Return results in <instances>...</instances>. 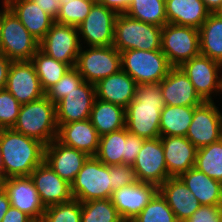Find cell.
<instances>
[{
    "instance_id": "9",
    "label": "cell",
    "mask_w": 222,
    "mask_h": 222,
    "mask_svg": "<svg viewBox=\"0 0 222 222\" xmlns=\"http://www.w3.org/2000/svg\"><path fill=\"white\" fill-rule=\"evenodd\" d=\"M161 50L172 67L200 54L199 29L167 23L162 27Z\"/></svg>"
},
{
    "instance_id": "21",
    "label": "cell",
    "mask_w": 222,
    "mask_h": 222,
    "mask_svg": "<svg viewBox=\"0 0 222 222\" xmlns=\"http://www.w3.org/2000/svg\"><path fill=\"white\" fill-rule=\"evenodd\" d=\"M160 87L165 105L199 106L204 102L180 67H172L167 76L160 81Z\"/></svg>"
},
{
    "instance_id": "50",
    "label": "cell",
    "mask_w": 222,
    "mask_h": 222,
    "mask_svg": "<svg viewBox=\"0 0 222 222\" xmlns=\"http://www.w3.org/2000/svg\"><path fill=\"white\" fill-rule=\"evenodd\" d=\"M202 1L210 13H215V11L222 4V0H202Z\"/></svg>"
},
{
    "instance_id": "19",
    "label": "cell",
    "mask_w": 222,
    "mask_h": 222,
    "mask_svg": "<svg viewBox=\"0 0 222 222\" xmlns=\"http://www.w3.org/2000/svg\"><path fill=\"white\" fill-rule=\"evenodd\" d=\"M30 177L45 207L65 203L73 198L71 184L60 178L45 161L32 171Z\"/></svg>"
},
{
    "instance_id": "42",
    "label": "cell",
    "mask_w": 222,
    "mask_h": 222,
    "mask_svg": "<svg viewBox=\"0 0 222 222\" xmlns=\"http://www.w3.org/2000/svg\"><path fill=\"white\" fill-rule=\"evenodd\" d=\"M109 176L113 191L138 181L133 167L126 164L109 166Z\"/></svg>"
},
{
    "instance_id": "12",
    "label": "cell",
    "mask_w": 222,
    "mask_h": 222,
    "mask_svg": "<svg viewBox=\"0 0 222 222\" xmlns=\"http://www.w3.org/2000/svg\"><path fill=\"white\" fill-rule=\"evenodd\" d=\"M186 138L198 149L222 138V113L213 101L194 108Z\"/></svg>"
},
{
    "instance_id": "16",
    "label": "cell",
    "mask_w": 222,
    "mask_h": 222,
    "mask_svg": "<svg viewBox=\"0 0 222 222\" xmlns=\"http://www.w3.org/2000/svg\"><path fill=\"white\" fill-rule=\"evenodd\" d=\"M5 89L23 105L45 96L31 61H12Z\"/></svg>"
},
{
    "instance_id": "49",
    "label": "cell",
    "mask_w": 222,
    "mask_h": 222,
    "mask_svg": "<svg viewBox=\"0 0 222 222\" xmlns=\"http://www.w3.org/2000/svg\"><path fill=\"white\" fill-rule=\"evenodd\" d=\"M11 203L3 188H0V222L3 220L4 215L10 208Z\"/></svg>"
},
{
    "instance_id": "14",
    "label": "cell",
    "mask_w": 222,
    "mask_h": 222,
    "mask_svg": "<svg viewBox=\"0 0 222 222\" xmlns=\"http://www.w3.org/2000/svg\"><path fill=\"white\" fill-rule=\"evenodd\" d=\"M132 167L137 180L143 183L159 187L169 178L160 137L144 140Z\"/></svg>"
},
{
    "instance_id": "54",
    "label": "cell",
    "mask_w": 222,
    "mask_h": 222,
    "mask_svg": "<svg viewBox=\"0 0 222 222\" xmlns=\"http://www.w3.org/2000/svg\"><path fill=\"white\" fill-rule=\"evenodd\" d=\"M59 1H60V3H63V2L68 1V0H59Z\"/></svg>"
},
{
    "instance_id": "6",
    "label": "cell",
    "mask_w": 222,
    "mask_h": 222,
    "mask_svg": "<svg viewBox=\"0 0 222 222\" xmlns=\"http://www.w3.org/2000/svg\"><path fill=\"white\" fill-rule=\"evenodd\" d=\"M113 193L109 166L89 156L71 183V194L80 202L111 198Z\"/></svg>"
},
{
    "instance_id": "22",
    "label": "cell",
    "mask_w": 222,
    "mask_h": 222,
    "mask_svg": "<svg viewBox=\"0 0 222 222\" xmlns=\"http://www.w3.org/2000/svg\"><path fill=\"white\" fill-rule=\"evenodd\" d=\"M169 177H179L195 165L197 148L185 136H160Z\"/></svg>"
},
{
    "instance_id": "17",
    "label": "cell",
    "mask_w": 222,
    "mask_h": 222,
    "mask_svg": "<svg viewBox=\"0 0 222 222\" xmlns=\"http://www.w3.org/2000/svg\"><path fill=\"white\" fill-rule=\"evenodd\" d=\"M95 99V85L84 81L56 104L57 124L89 119Z\"/></svg>"
},
{
    "instance_id": "13",
    "label": "cell",
    "mask_w": 222,
    "mask_h": 222,
    "mask_svg": "<svg viewBox=\"0 0 222 222\" xmlns=\"http://www.w3.org/2000/svg\"><path fill=\"white\" fill-rule=\"evenodd\" d=\"M118 13L104 5L95 3L84 21L77 26L88 47L112 46L114 27Z\"/></svg>"
},
{
    "instance_id": "47",
    "label": "cell",
    "mask_w": 222,
    "mask_h": 222,
    "mask_svg": "<svg viewBox=\"0 0 222 222\" xmlns=\"http://www.w3.org/2000/svg\"><path fill=\"white\" fill-rule=\"evenodd\" d=\"M131 1L132 0H96L97 3L114 10L118 14L125 13Z\"/></svg>"
},
{
    "instance_id": "23",
    "label": "cell",
    "mask_w": 222,
    "mask_h": 222,
    "mask_svg": "<svg viewBox=\"0 0 222 222\" xmlns=\"http://www.w3.org/2000/svg\"><path fill=\"white\" fill-rule=\"evenodd\" d=\"M57 125L56 139L60 143L78 149L88 156L97 154L100 136L90 119Z\"/></svg>"
},
{
    "instance_id": "4",
    "label": "cell",
    "mask_w": 222,
    "mask_h": 222,
    "mask_svg": "<svg viewBox=\"0 0 222 222\" xmlns=\"http://www.w3.org/2000/svg\"><path fill=\"white\" fill-rule=\"evenodd\" d=\"M161 34L162 27L120 13L115 21L113 46L120 53L131 49L161 50Z\"/></svg>"
},
{
    "instance_id": "53",
    "label": "cell",
    "mask_w": 222,
    "mask_h": 222,
    "mask_svg": "<svg viewBox=\"0 0 222 222\" xmlns=\"http://www.w3.org/2000/svg\"><path fill=\"white\" fill-rule=\"evenodd\" d=\"M1 22H2V10H0V29H1Z\"/></svg>"
},
{
    "instance_id": "10",
    "label": "cell",
    "mask_w": 222,
    "mask_h": 222,
    "mask_svg": "<svg viewBox=\"0 0 222 222\" xmlns=\"http://www.w3.org/2000/svg\"><path fill=\"white\" fill-rule=\"evenodd\" d=\"M180 68L188 76L193 84L196 93L204 102H211L212 93L222 92V64L210 59L207 56L199 54L185 61Z\"/></svg>"
},
{
    "instance_id": "29",
    "label": "cell",
    "mask_w": 222,
    "mask_h": 222,
    "mask_svg": "<svg viewBox=\"0 0 222 222\" xmlns=\"http://www.w3.org/2000/svg\"><path fill=\"white\" fill-rule=\"evenodd\" d=\"M89 119L99 136L126 127L125 109L97 98L94 101Z\"/></svg>"
},
{
    "instance_id": "33",
    "label": "cell",
    "mask_w": 222,
    "mask_h": 222,
    "mask_svg": "<svg viewBox=\"0 0 222 222\" xmlns=\"http://www.w3.org/2000/svg\"><path fill=\"white\" fill-rule=\"evenodd\" d=\"M126 149V127H124L100 136L99 149L95 156L105 165H121L123 156H126Z\"/></svg>"
},
{
    "instance_id": "28",
    "label": "cell",
    "mask_w": 222,
    "mask_h": 222,
    "mask_svg": "<svg viewBox=\"0 0 222 222\" xmlns=\"http://www.w3.org/2000/svg\"><path fill=\"white\" fill-rule=\"evenodd\" d=\"M179 178L194 194L200 205L222 206V183L210 178L195 167Z\"/></svg>"
},
{
    "instance_id": "3",
    "label": "cell",
    "mask_w": 222,
    "mask_h": 222,
    "mask_svg": "<svg viewBox=\"0 0 222 222\" xmlns=\"http://www.w3.org/2000/svg\"><path fill=\"white\" fill-rule=\"evenodd\" d=\"M13 130L42 142L45 146L57 138L56 105L46 96L21 105Z\"/></svg>"
},
{
    "instance_id": "25",
    "label": "cell",
    "mask_w": 222,
    "mask_h": 222,
    "mask_svg": "<svg viewBox=\"0 0 222 222\" xmlns=\"http://www.w3.org/2000/svg\"><path fill=\"white\" fill-rule=\"evenodd\" d=\"M4 1L28 32L39 42L55 23V20L32 0Z\"/></svg>"
},
{
    "instance_id": "34",
    "label": "cell",
    "mask_w": 222,
    "mask_h": 222,
    "mask_svg": "<svg viewBox=\"0 0 222 222\" xmlns=\"http://www.w3.org/2000/svg\"><path fill=\"white\" fill-rule=\"evenodd\" d=\"M125 14L159 27L167 24L165 0H132Z\"/></svg>"
},
{
    "instance_id": "26",
    "label": "cell",
    "mask_w": 222,
    "mask_h": 222,
    "mask_svg": "<svg viewBox=\"0 0 222 222\" xmlns=\"http://www.w3.org/2000/svg\"><path fill=\"white\" fill-rule=\"evenodd\" d=\"M135 80L122 69L95 84L96 98L123 107L135 98Z\"/></svg>"
},
{
    "instance_id": "20",
    "label": "cell",
    "mask_w": 222,
    "mask_h": 222,
    "mask_svg": "<svg viewBox=\"0 0 222 222\" xmlns=\"http://www.w3.org/2000/svg\"><path fill=\"white\" fill-rule=\"evenodd\" d=\"M88 157L86 153L66 146L57 139L45 146L44 161L69 184L75 180Z\"/></svg>"
},
{
    "instance_id": "35",
    "label": "cell",
    "mask_w": 222,
    "mask_h": 222,
    "mask_svg": "<svg viewBox=\"0 0 222 222\" xmlns=\"http://www.w3.org/2000/svg\"><path fill=\"white\" fill-rule=\"evenodd\" d=\"M194 167L222 183V138L198 148Z\"/></svg>"
},
{
    "instance_id": "52",
    "label": "cell",
    "mask_w": 222,
    "mask_h": 222,
    "mask_svg": "<svg viewBox=\"0 0 222 222\" xmlns=\"http://www.w3.org/2000/svg\"><path fill=\"white\" fill-rule=\"evenodd\" d=\"M218 17L222 18V4L219 6V8L215 11V13Z\"/></svg>"
},
{
    "instance_id": "41",
    "label": "cell",
    "mask_w": 222,
    "mask_h": 222,
    "mask_svg": "<svg viewBox=\"0 0 222 222\" xmlns=\"http://www.w3.org/2000/svg\"><path fill=\"white\" fill-rule=\"evenodd\" d=\"M20 108L21 104L9 91L0 90V129L13 128Z\"/></svg>"
},
{
    "instance_id": "46",
    "label": "cell",
    "mask_w": 222,
    "mask_h": 222,
    "mask_svg": "<svg viewBox=\"0 0 222 222\" xmlns=\"http://www.w3.org/2000/svg\"><path fill=\"white\" fill-rule=\"evenodd\" d=\"M1 222H35L26 213L18 210L17 208L10 206L4 218Z\"/></svg>"
},
{
    "instance_id": "18",
    "label": "cell",
    "mask_w": 222,
    "mask_h": 222,
    "mask_svg": "<svg viewBox=\"0 0 222 222\" xmlns=\"http://www.w3.org/2000/svg\"><path fill=\"white\" fill-rule=\"evenodd\" d=\"M158 192V187L150 183L137 181L114 190L111 196L123 221L133 220Z\"/></svg>"
},
{
    "instance_id": "45",
    "label": "cell",
    "mask_w": 222,
    "mask_h": 222,
    "mask_svg": "<svg viewBox=\"0 0 222 222\" xmlns=\"http://www.w3.org/2000/svg\"><path fill=\"white\" fill-rule=\"evenodd\" d=\"M55 21L60 10L59 0H32Z\"/></svg>"
},
{
    "instance_id": "48",
    "label": "cell",
    "mask_w": 222,
    "mask_h": 222,
    "mask_svg": "<svg viewBox=\"0 0 222 222\" xmlns=\"http://www.w3.org/2000/svg\"><path fill=\"white\" fill-rule=\"evenodd\" d=\"M11 63L12 61L0 52V90L5 89Z\"/></svg>"
},
{
    "instance_id": "2",
    "label": "cell",
    "mask_w": 222,
    "mask_h": 222,
    "mask_svg": "<svg viewBox=\"0 0 222 222\" xmlns=\"http://www.w3.org/2000/svg\"><path fill=\"white\" fill-rule=\"evenodd\" d=\"M0 149L5 179L30 176L45 158V145L12 128L0 129Z\"/></svg>"
},
{
    "instance_id": "31",
    "label": "cell",
    "mask_w": 222,
    "mask_h": 222,
    "mask_svg": "<svg viewBox=\"0 0 222 222\" xmlns=\"http://www.w3.org/2000/svg\"><path fill=\"white\" fill-rule=\"evenodd\" d=\"M200 54L222 64V18L210 13L199 28Z\"/></svg>"
},
{
    "instance_id": "39",
    "label": "cell",
    "mask_w": 222,
    "mask_h": 222,
    "mask_svg": "<svg viewBox=\"0 0 222 222\" xmlns=\"http://www.w3.org/2000/svg\"><path fill=\"white\" fill-rule=\"evenodd\" d=\"M81 202L70 201L46 207L40 222H81Z\"/></svg>"
},
{
    "instance_id": "30",
    "label": "cell",
    "mask_w": 222,
    "mask_h": 222,
    "mask_svg": "<svg viewBox=\"0 0 222 222\" xmlns=\"http://www.w3.org/2000/svg\"><path fill=\"white\" fill-rule=\"evenodd\" d=\"M197 106H169L161 110L160 133L161 136H185Z\"/></svg>"
},
{
    "instance_id": "36",
    "label": "cell",
    "mask_w": 222,
    "mask_h": 222,
    "mask_svg": "<svg viewBox=\"0 0 222 222\" xmlns=\"http://www.w3.org/2000/svg\"><path fill=\"white\" fill-rule=\"evenodd\" d=\"M81 222H123L110 198L81 202Z\"/></svg>"
},
{
    "instance_id": "32",
    "label": "cell",
    "mask_w": 222,
    "mask_h": 222,
    "mask_svg": "<svg viewBox=\"0 0 222 222\" xmlns=\"http://www.w3.org/2000/svg\"><path fill=\"white\" fill-rule=\"evenodd\" d=\"M30 61L34 65L44 92L57 83L72 68L69 64L57 61L43 53L40 49L35 52Z\"/></svg>"
},
{
    "instance_id": "51",
    "label": "cell",
    "mask_w": 222,
    "mask_h": 222,
    "mask_svg": "<svg viewBox=\"0 0 222 222\" xmlns=\"http://www.w3.org/2000/svg\"><path fill=\"white\" fill-rule=\"evenodd\" d=\"M5 179L3 168H2V154L0 149V181L2 182Z\"/></svg>"
},
{
    "instance_id": "44",
    "label": "cell",
    "mask_w": 222,
    "mask_h": 222,
    "mask_svg": "<svg viewBox=\"0 0 222 222\" xmlns=\"http://www.w3.org/2000/svg\"><path fill=\"white\" fill-rule=\"evenodd\" d=\"M144 140L145 139L138 137L137 135L129 133L126 128L127 149L126 156H123V164L131 166L134 164Z\"/></svg>"
},
{
    "instance_id": "24",
    "label": "cell",
    "mask_w": 222,
    "mask_h": 222,
    "mask_svg": "<svg viewBox=\"0 0 222 222\" xmlns=\"http://www.w3.org/2000/svg\"><path fill=\"white\" fill-rule=\"evenodd\" d=\"M158 191L165 198L178 222H185L201 206L179 177H169Z\"/></svg>"
},
{
    "instance_id": "7",
    "label": "cell",
    "mask_w": 222,
    "mask_h": 222,
    "mask_svg": "<svg viewBox=\"0 0 222 222\" xmlns=\"http://www.w3.org/2000/svg\"><path fill=\"white\" fill-rule=\"evenodd\" d=\"M121 66L137 85L159 83L172 68L162 50L139 49L121 52Z\"/></svg>"
},
{
    "instance_id": "27",
    "label": "cell",
    "mask_w": 222,
    "mask_h": 222,
    "mask_svg": "<svg viewBox=\"0 0 222 222\" xmlns=\"http://www.w3.org/2000/svg\"><path fill=\"white\" fill-rule=\"evenodd\" d=\"M167 23L199 29L210 12L202 0H165Z\"/></svg>"
},
{
    "instance_id": "37",
    "label": "cell",
    "mask_w": 222,
    "mask_h": 222,
    "mask_svg": "<svg viewBox=\"0 0 222 222\" xmlns=\"http://www.w3.org/2000/svg\"><path fill=\"white\" fill-rule=\"evenodd\" d=\"M96 0H68L60 3L56 23L77 27L90 13Z\"/></svg>"
},
{
    "instance_id": "8",
    "label": "cell",
    "mask_w": 222,
    "mask_h": 222,
    "mask_svg": "<svg viewBox=\"0 0 222 222\" xmlns=\"http://www.w3.org/2000/svg\"><path fill=\"white\" fill-rule=\"evenodd\" d=\"M75 68L84 81L95 85L122 69L121 53L113 45L90 46L86 50L81 47Z\"/></svg>"
},
{
    "instance_id": "15",
    "label": "cell",
    "mask_w": 222,
    "mask_h": 222,
    "mask_svg": "<svg viewBox=\"0 0 222 222\" xmlns=\"http://www.w3.org/2000/svg\"><path fill=\"white\" fill-rule=\"evenodd\" d=\"M11 206L26 213L35 222H40L46 207L41 201L30 176L10 177L1 182Z\"/></svg>"
},
{
    "instance_id": "5",
    "label": "cell",
    "mask_w": 222,
    "mask_h": 222,
    "mask_svg": "<svg viewBox=\"0 0 222 222\" xmlns=\"http://www.w3.org/2000/svg\"><path fill=\"white\" fill-rule=\"evenodd\" d=\"M0 52L11 61H30L39 49L33 37L3 0Z\"/></svg>"
},
{
    "instance_id": "38",
    "label": "cell",
    "mask_w": 222,
    "mask_h": 222,
    "mask_svg": "<svg viewBox=\"0 0 222 222\" xmlns=\"http://www.w3.org/2000/svg\"><path fill=\"white\" fill-rule=\"evenodd\" d=\"M134 222H178L165 198L158 191L144 209L133 219Z\"/></svg>"
},
{
    "instance_id": "11",
    "label": "cell",
    "mask_w": 222,
    "mask_h": 222,
    "mask_svg": "<svg viewBox=\"0 0 222 222\" xmlns=\"http://www.w3.org/2000/svg\"><path fill=\"white\" fill-rule=\"evenodd\" d=\"M81 40L77 27L55 22L39 42V49L55 60L75 67Z\"/></svg>"
},
{
    "instance_id": "1",
    "label": "cell",
    "mask_w": 222,
    "mask_h": 222,
    "mask_svg": "<svg viewBox=\"0 0 222 222\" xmlns=\"http://www.w3.org/2000/svg\"><path fill=\"white\" fill-rule=\"evenodd\" d=\"M164 106L160 82L138 84L135 98L125 108L128 132L145 140L159 138L160 116Z\"/></svg>"
},
{
    "instance_id": "40",
    "label": "cell",
    "mask_w": 222,
    "mask_h": 222,
    "mask_svg": "<svg viewBox=\"0 0 222 222\" xmlns=\"http://www.w3.org/2000/svg\"><path fill=\"white\" fill-rule=\"evenodd\" d=\"M83 82V77L75 67H72L57 83L45 92V96L56 105L61 99L67 96L68 93L75 90V88L80 86Z\"/></svg>"
},
{
    "instance_id": "43",
    "label": "cell",
    "mask_w": 222,
    "mask_h": 222,
    "mask_svg": "<svg viewBox=\"0 0 222 222\" xmlns=\"http://www.w3.org/2000/svg\"><path fill=\"white\" fill-rule=\"evenodd\" d=\"M185 222H222V206L201 205Z\"/></svg>"
}]
</instances>
